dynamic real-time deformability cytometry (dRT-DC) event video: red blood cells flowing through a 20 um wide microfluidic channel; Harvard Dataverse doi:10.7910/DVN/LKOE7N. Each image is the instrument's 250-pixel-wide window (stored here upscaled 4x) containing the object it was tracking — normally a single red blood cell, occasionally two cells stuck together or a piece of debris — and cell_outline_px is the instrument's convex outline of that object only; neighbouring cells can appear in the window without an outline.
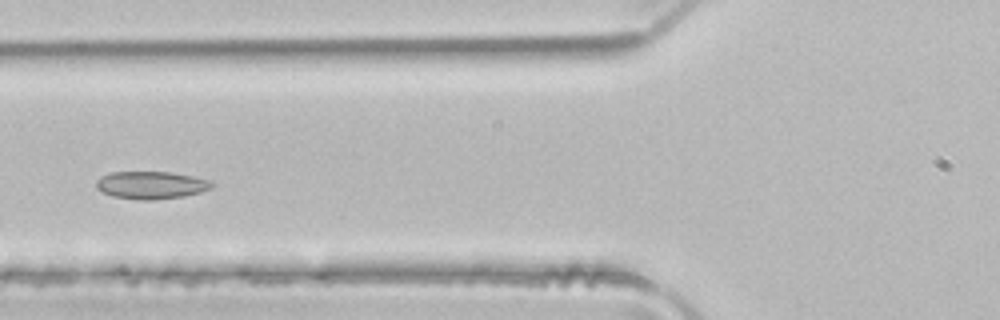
{"species": "common noctule bat (a hibernating species)", "species_latin": "Nyctalus noctula", "temperature_condition": "room temperature", "stored_images_in_passage": 4, "camera_frame_rate_fps": 3000, "um_per_image_px": 0.085, "animal": {"sex": "male", "body_mass_g": 21.5, "forearm_length_mm": 52.0}, "frame": {"image": 1, "passage_image": 4, "time_ms": 1.0, "image_size_px": [1000, 320], "cell_outline_px": [[216, 184], [212, 188], [200, 192], [184, 196], [156, 200], [140, 200], [112, 196], [96, 188], [96, 180], [112, 172], [172, 172], [212, 180]], "centroid_in_image_um": [12.91, 15.74], "position_along_channel_um": 112.9, "area_um2": 18.67}}